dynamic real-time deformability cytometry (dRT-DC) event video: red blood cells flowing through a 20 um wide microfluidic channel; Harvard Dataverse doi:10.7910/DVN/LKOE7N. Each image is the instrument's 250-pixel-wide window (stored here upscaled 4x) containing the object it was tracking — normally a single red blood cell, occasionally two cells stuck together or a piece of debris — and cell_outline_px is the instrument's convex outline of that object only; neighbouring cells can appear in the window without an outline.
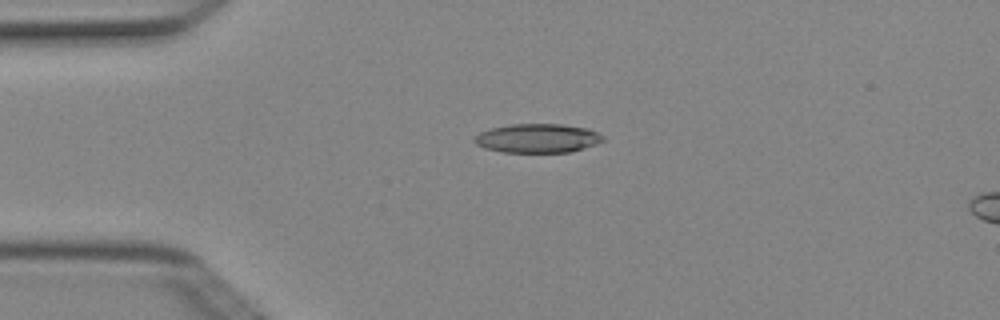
{"species": "Egyptian fruit bat (a non-hibernating species)", "species_latin": "Rousettus aegyptiacus", "temperature_condition": "cold", "stored_images_in_passage": 4, "camera_frame_rate_fps": 3000, "um_per_image_px": 0.085, "animal": {"sex": "female"}, "frame": {"image": 1, "passage_image": 3, "time_ms": 0.667, "image_size_px": [1000, 320], "cell_outline_px": [[604, 140], [596, 144], [568, 152], [504, 152], [484, 148], [476, 144], [472, 140], [472, 136], [488, 128], [512, 124], [560, 124], [588, 128], [604, 136]], "centroid_in_image_um": [45.63, 11.74], "position_along_channel_um": 39.4, "area_um2": 21.79}}